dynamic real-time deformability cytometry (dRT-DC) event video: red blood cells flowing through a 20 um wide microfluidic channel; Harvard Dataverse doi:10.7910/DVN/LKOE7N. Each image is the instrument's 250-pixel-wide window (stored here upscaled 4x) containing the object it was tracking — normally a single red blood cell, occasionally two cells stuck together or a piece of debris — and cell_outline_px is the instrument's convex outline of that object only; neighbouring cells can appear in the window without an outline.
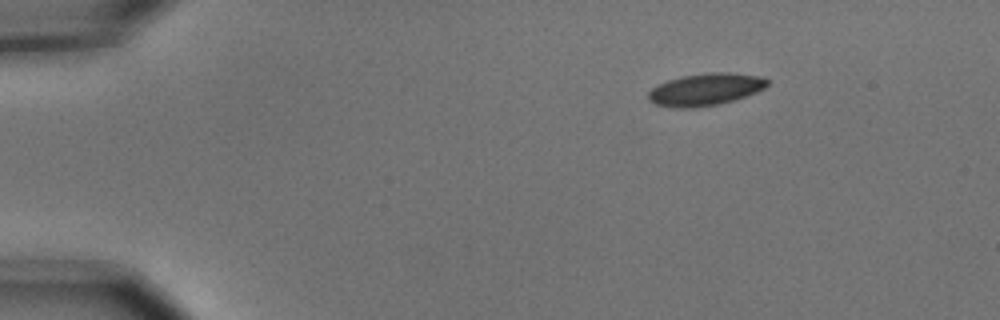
{"species": "common noctule bat (a hibernating species)", "species_latin": "Nyctalus noctula", "temperature_condition": "cold", "stored_images_in_passage": 7, "camera_frame_rate_fps": 3000, "um_per_image_px": 0.085, "animal": {"sex": "male", "body_mass_g": 15.6}, "frame": {"image": 1, "passage_image": 1, "time_ms": 0.0, "image_size_px": [1000, 320], "cell_outline_px": [[768, 84], [764, 88], [756, 92], [720, 104], [692, 108], [672, 108], [656, 104], [648, 100], [648, 92], [656, 84], [680, 76], [708, 72], [728, 72], [760, 76], [768, 80]], "centroid_in_image_um": [59.91, 7.6], "position_along_channel_um": 25.1, "area_um2": 22.43}}
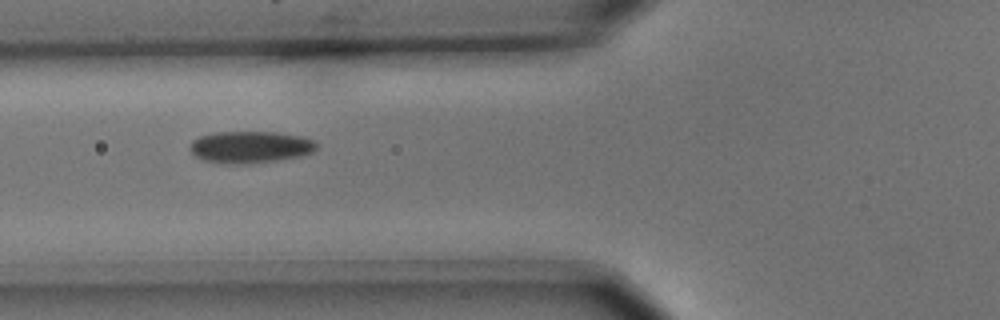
{"frame": {"image": 2, "passage_image": 5, "time_ms": 1.333, "image_size_px": [1000, 320], "cell_outline_px": [[316, 148], [312, 152], [300, 156], [276, 160], [248, 164], [228, 164], [204, 160], [196, 156], [192, 152], [192, 140], [200, 136], [216, 132], [276, 132], [300, 136], [312, 140], [316, 144]], "centroid_in_image_um": [21.27, 12.5], "position_along_channel_um": 104.5, "area_um2": 23.24}}
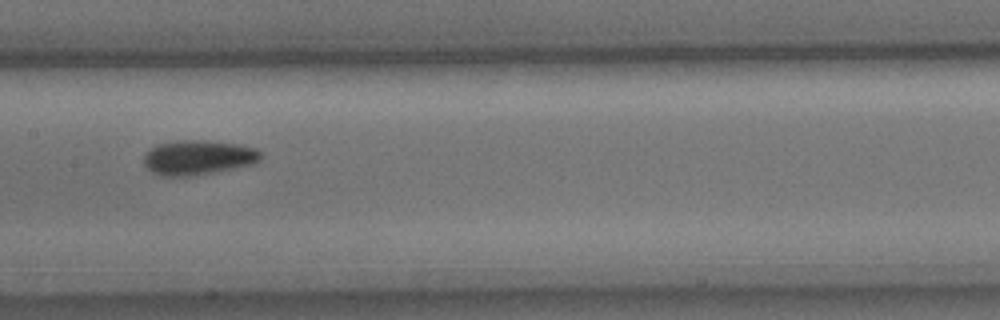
{"frame": {"image": 3, "passage_image": 7, "time_ms": 2.0, "image_size_px": [1000, 320], "cell_outline_px": [[264, 156], [256, 164], [216, 172], [192, 176], [164, 176], [152, 172], [144, 164], [144, 156], [156, 144], [176, 140], [204, 140], [236, 144], [256, 148]], "centroid_in_image_um": [16.89, 13.39], "position_along_channel_um": 190.5, "area_um2": 23.81}}